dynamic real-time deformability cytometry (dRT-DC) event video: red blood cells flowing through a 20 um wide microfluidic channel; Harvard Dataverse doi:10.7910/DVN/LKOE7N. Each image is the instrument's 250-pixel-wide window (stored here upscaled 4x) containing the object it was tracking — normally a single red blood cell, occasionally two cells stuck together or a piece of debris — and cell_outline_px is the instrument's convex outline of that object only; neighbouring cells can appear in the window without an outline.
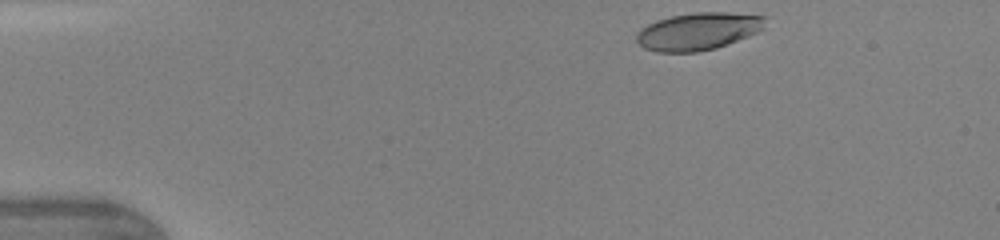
{"species": "human", "species_latin": "Homo sapiens", "temperature_condition": "warm", "stored_images_in_passage": 40, "camera_frame_rate_fps": 3000, "um_per_image_px": 0.085, "donor": {"sex": "female"}, "frame": {"image": 1, "passage_image": 1, "time_ms": 0.0, "image_size_px": [1000, 240], "cell_outline_px": [[768, 16], [764, 28], [748, 36], [728, 44], [716, 48], [696, 52], [656, 52], [644, 48], [636, 40], [636, 32], [640, 28], [656, 20], [672, 16], [696, 12], [728, 12]], "centroid_in_image_um": [59.35, 2.65], "position_along_channel_um": 25.7, "area_um2": 28.26}}
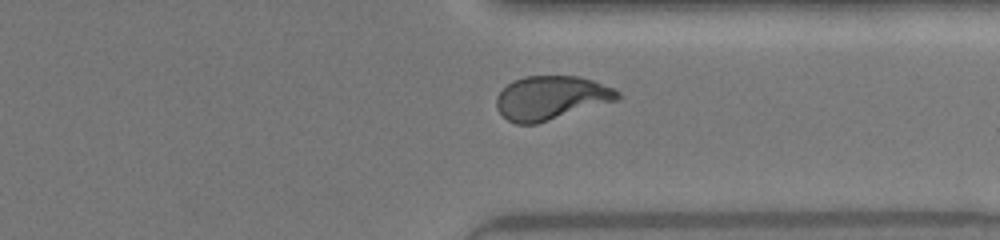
{"frame": {"image": 2, "passage_image": 30, "time_ms": 9.667, "image_size_px": [1000, 240], "cell_outline_px": [[620, 100], [536, 124], [516, 124], [508, 120], [496, 108], [496, 96], [512, 80], [524, 76], [580, 76], [616, 88], [620, 92]], "centroid_in_image_um": [46.87, 8.31], "position_along_channel_um": 364.5, "area_um2": 31.21}}
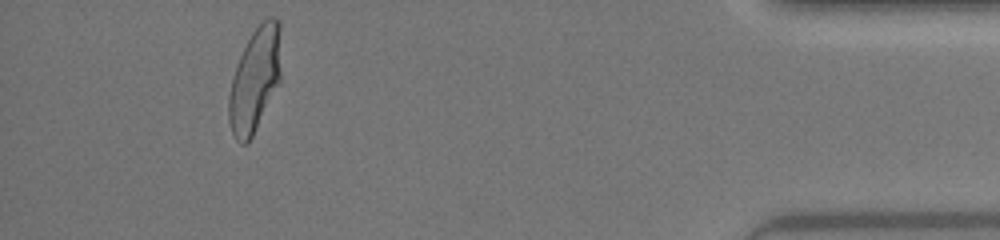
{"frame": {"image": 3, "passage_image": 37, "time_ms": 12.0, "image_size_px": [1000, 240], "cell_outline_px": [[280, 80], [248, 144], [240, 144], [236, 140], [232, 132], [228, 120], [228, 96], [232, 80], [240, 56], [252, 32], [268, 16], [272, 16], [280, 20]], "centroid_in_image_um": [21.66, 6.77], "position_along_channel_um": 413.5, "area_um2": 31.33}, "authors_computed_cell_mechanics": {"area_um2": 30.5762, "velocity_mm_per_s": 4.3484, "shape_relaxation_time_tau1_ms": 3.4099, "shape_relaxation_time_tau2_ms": 0.5744, "deformation_change_tau1": 0.174, "deformation_change_tau2": 0.0665}}